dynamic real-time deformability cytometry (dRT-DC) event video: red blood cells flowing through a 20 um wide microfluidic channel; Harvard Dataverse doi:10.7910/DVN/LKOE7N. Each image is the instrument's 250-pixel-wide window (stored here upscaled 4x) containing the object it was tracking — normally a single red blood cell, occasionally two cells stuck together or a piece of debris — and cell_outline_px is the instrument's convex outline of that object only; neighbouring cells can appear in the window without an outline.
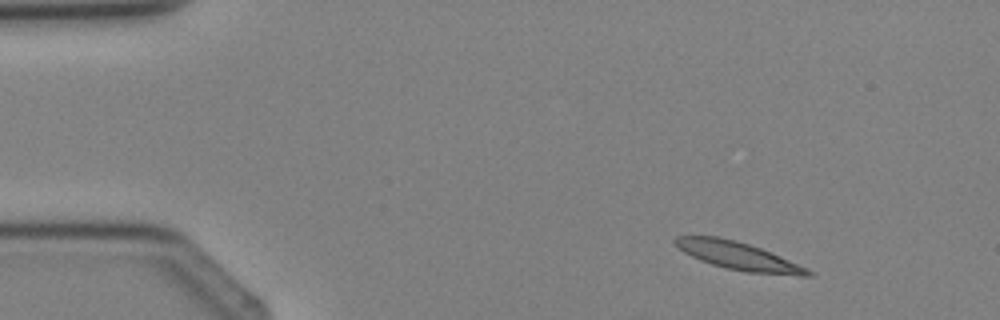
{"species": "Egyptian fruit bat (a non-hibernating species)", "species_latin": "Rousettus aegyptiacus", "temperature_condition": "cold", "stored_images_in_passage": 4, "camera_frame_rate_fps": 3000, "um_per_image_px": 0.085, "animal": {"sex": "female"}, "frame": {"image": 1, "passage_image": 2, "time_ms": 1.0, "image_size_px": [1000, 320], "cell_outline_px": [[812, 276], [800, 276], [744, 272], [724, 268], [700, 260], [684, 252], [672, 240], [676, 236], [716, 236], [748, 244], [772, 252], [808, 268], [812, 272]], "centroid_in_image_um": [62.79, 21.77], "position_along_channel_um": 22.2, "area_um2": 21.5}}